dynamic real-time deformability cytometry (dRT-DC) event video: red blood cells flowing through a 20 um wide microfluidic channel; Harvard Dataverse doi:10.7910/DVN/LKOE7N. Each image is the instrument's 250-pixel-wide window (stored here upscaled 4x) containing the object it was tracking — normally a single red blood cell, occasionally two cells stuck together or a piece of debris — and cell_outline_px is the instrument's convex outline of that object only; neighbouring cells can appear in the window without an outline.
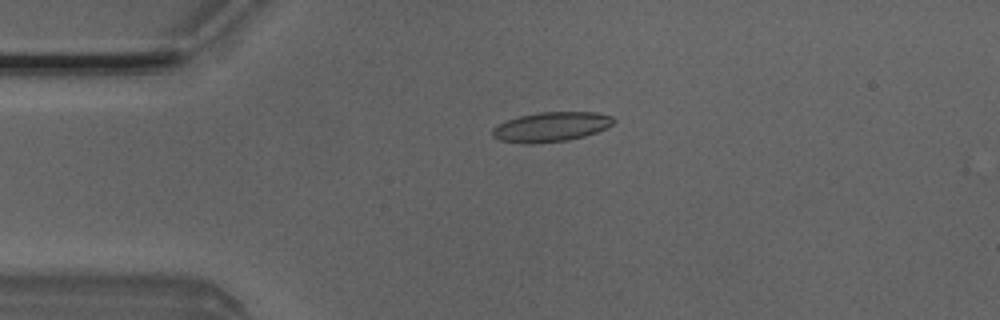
{"species": "Egyptian fruit bat (a non-hibernating species)", "species_latin": "Rousettus aegyptiacus", "temperature_condition": "room temperature", "stored_images_in_passage": 5, "camera_frame_rate_fps": 3000, "um_per_image_px": 0.085, "animal": {"sex": "male"}, "frame": {"image": 1, "passage_image": 4, "time_ms": 1.0, "image_size_px": [1000, 320], "cell_outline_px": [[616, 120], [612, 124], [596, 132], [584, 136], [568, 140], [528, 144], [524, 144], [500, 140], [492, 136], [492, 128], [496, 124], [504, 120], [520, 116], [540, 112], [596, 112], [612, 116]], "centroid_in_image_um": [46.8, 10.78], "position_along_channel_um": 38.2, "area_um2": 20.98}}